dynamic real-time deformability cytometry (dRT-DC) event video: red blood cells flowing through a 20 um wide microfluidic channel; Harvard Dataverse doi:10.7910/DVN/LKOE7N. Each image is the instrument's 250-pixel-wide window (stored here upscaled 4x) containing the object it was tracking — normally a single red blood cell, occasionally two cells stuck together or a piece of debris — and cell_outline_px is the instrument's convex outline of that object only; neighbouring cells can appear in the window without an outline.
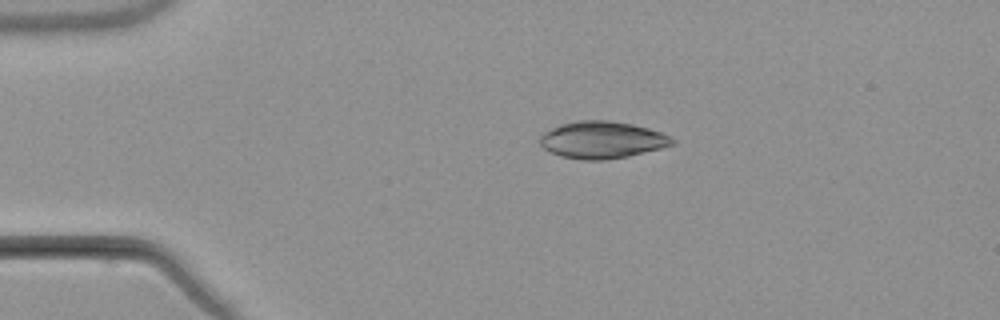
{"species": "common noctule bat (a hibernating species)", "species_latin": "Nyctalus noctula", "temperature_condition": "warm", "stored_images_in_passage": 4, "camera_frame_rate_fps": 3000, "um_per_image_px": 0.085, "animal": {"sex": "male", "body_mass_g": 21.5, "forearm_length_mm": 52.0}, "frame": {"image": 1, "passage_image": 1, "time_ms": 0.0, "image_size_px": [1000, 320], "cell_outline_px": [[676, 144], [628, 156], [604, 160], [580, 160], [560, 156], [544, 148], [540, 144], [540, 136], [544, 132], [560, 124], [580, 120], [608, 120], [632, 124], [648, 128], [660, 132], [676, 140]], "centroid_in_image_um": [51.17, 11.89], "position_along_channel_um": 33.8, "area_um2": 28.5}}
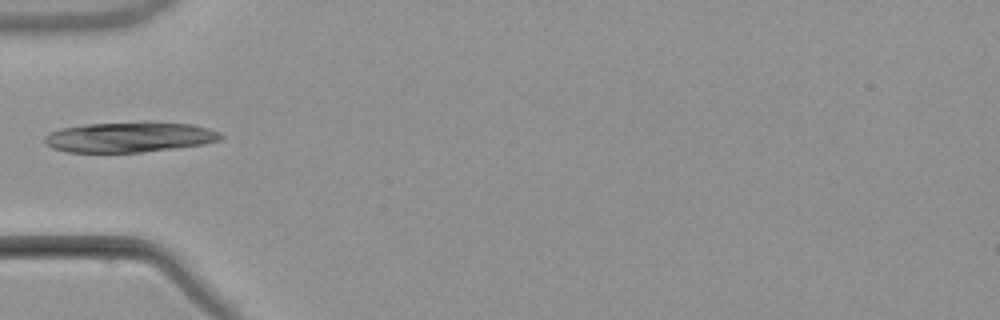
{"frame": {"image": 2, "passage_image": 3, "time_ms": 2.333, "image_size_px": [1000, 320], "cell_outline_px": [[224, 136], [220, 140], [204, 144], [140, 152], [68, 152], [52, 148], [44, 140], [44, 136], [60, 128], [88, 124], [192, 124], [208, 128], [220, 132]], "centroid_in_image_um": [11.0, 11.68], "position_along_channel_um": 74.0, "area_um2": 29.94}}
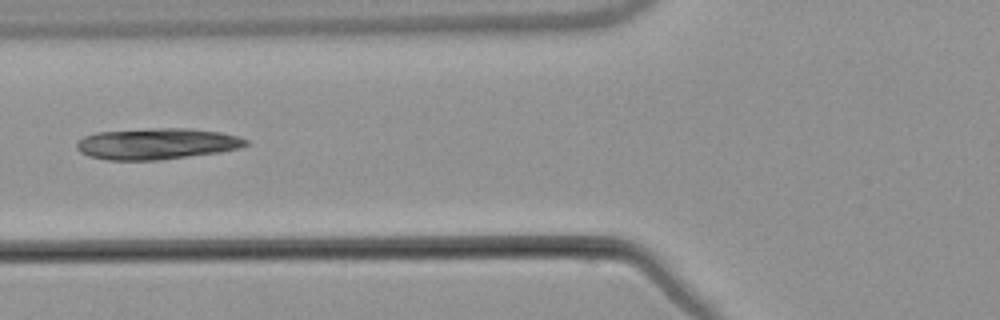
{"frame": {"image": 3, "passage_image": 4, "time_ms": 3.333, "image_size_px": [1000, 320], "cell_outline_px": [[248, 144], [240, 148], [220, 152], [160, 160], [108, 160], [88, 156], [80, 152], [76, 148], [76, 140], [84, 136], [96, 132], [148, 128], [192, 128], [220, 132], [240, 136], [248, 140]], "centroid_in_image_um": [13.32, 12.21], "position_along_channel_um": 112.5, "area_um2": 31.15}}